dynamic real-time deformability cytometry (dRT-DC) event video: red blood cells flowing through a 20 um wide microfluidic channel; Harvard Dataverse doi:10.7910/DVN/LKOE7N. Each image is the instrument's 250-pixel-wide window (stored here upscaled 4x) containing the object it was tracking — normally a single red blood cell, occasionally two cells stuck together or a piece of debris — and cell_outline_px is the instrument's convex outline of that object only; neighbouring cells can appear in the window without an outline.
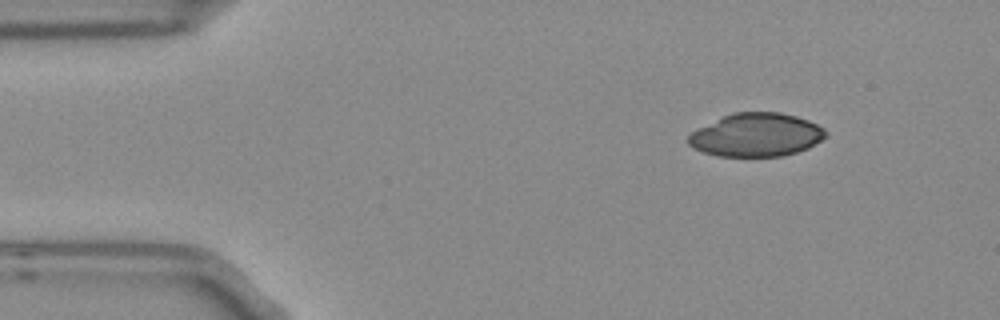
{"species": "Egyptian fruit bat (a non-hibernating species)", "species_latin": "Rousettus aegyptiacus", "temperature_condition": "room temperature", "stored_images_in_passage": 4, "camera_frame_rate_fps": 3000, "um_per_image_px": 0.085, "frame": {"image": 1, "passage_image": 1, "time_ms": 0.0, "image_size_px": [1000, 320], "cell_outline_px": [[828, 136], [808, 148], [796, 152], [780, 156], [720, 156], [704, 152], [688, 144], [688, 132], [732, 112], [780, 112], [796, 116], [808, 120], [824, 128], [828, 132]], "centroid_in_image_um": [64.29, 11.46], "position_along_channel_um": 20.7, "area_um2": 34.74}}